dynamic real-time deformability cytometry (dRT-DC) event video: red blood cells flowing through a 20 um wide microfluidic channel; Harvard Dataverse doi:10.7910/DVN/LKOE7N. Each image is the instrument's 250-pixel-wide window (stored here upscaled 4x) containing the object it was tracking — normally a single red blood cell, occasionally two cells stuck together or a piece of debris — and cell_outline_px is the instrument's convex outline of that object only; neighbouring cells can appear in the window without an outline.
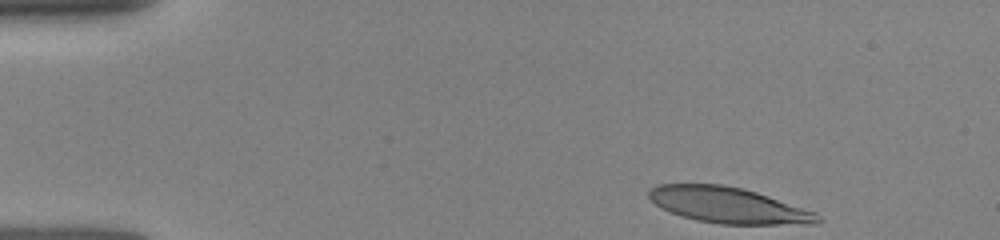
{"species": "human", "species_latin": "Homo sapiens", "temperature_condition": "room temperature", "stored_images_in_passage": 20, "camera_frame_rate_fps": 3000, "um_per_image_px": 0.085, "donor": {"sex": "female"}, "frame": {"image": 1, "passage_image": 1, "time_ms": 0.0, "image_size_px": [1000, 240], "cell_outline_px": [[824, 220], [816, 224], [720, 224], [696, 220], [672, 212], [656, 204], [648, 196], [648, 192], [656, 184], [720, 184], [740, 188], [756, 192], [816, 212]], "centroid_in_image_um": [61.95, 17.45], "position_along_channel_um": 23.0, "area_um2": 34.91}}
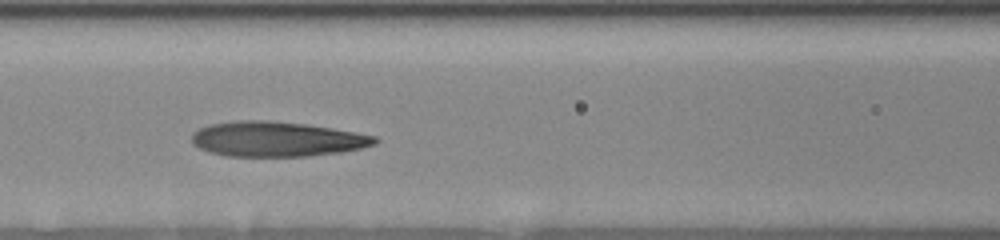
{"frame": {"image": 2, "passage_image": 9, "time_ms": 5.0, "image_size_px": [1000, 240], "cell_outline_px": [[380, 140], [376, 144], [360, 148], [340, 152], [304, 156], [224, 156], [208, 152], [192, 144], [192, 132], [200, 128], [212, 124], [240, 120], [260, 120], [304, 124], [332, 128], [356, 132], [376, 136]], "centroid_in_image_um": [23.51, 11.83], "position_along_channel_um": 143.1, "area_um2": 37.17}}
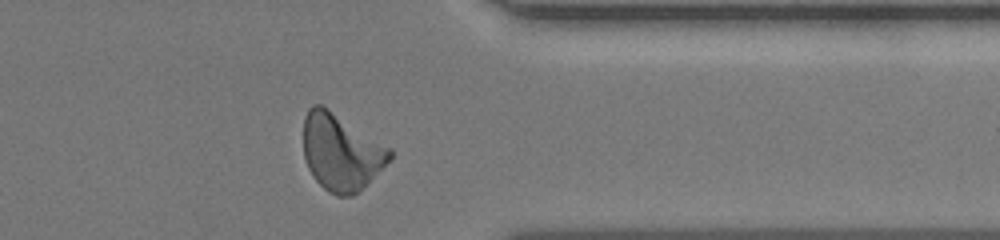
{"frame": {"image": 3, "passage_image": 20, "time_ms": 11.0, "image_size_px": [1000, 240], "cell_outline_px": [[392, 156], [352, 196], [336, 196], [328, 192], [312, 176], [308, 168], [304, 156], [304, 116], [308, 108], [312, 104], [320, 104], [328, 108], [392, 148]], "centroid_in_image_um": [28.95, 12.89], "position_along_channel_um": 382.5, "area_um2": 38.03}}